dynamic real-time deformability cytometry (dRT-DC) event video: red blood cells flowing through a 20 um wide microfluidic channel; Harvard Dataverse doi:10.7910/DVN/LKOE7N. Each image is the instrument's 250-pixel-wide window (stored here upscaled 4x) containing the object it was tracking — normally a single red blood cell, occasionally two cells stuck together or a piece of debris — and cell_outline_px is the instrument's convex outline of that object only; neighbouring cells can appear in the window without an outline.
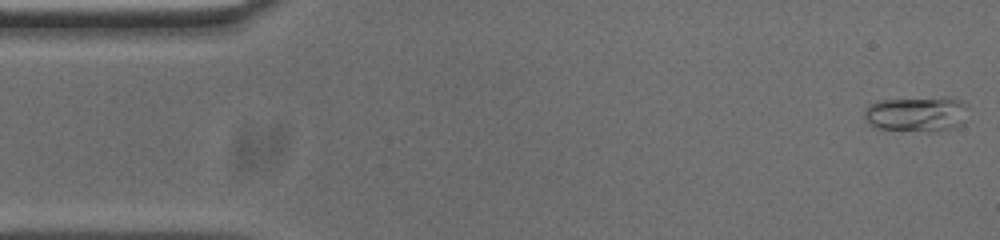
{"species": "common noctule bat (a hibernating species)", "species_latin": "Nyctalus noctula", "temperature_condition": "cold", "stored_images_in_passage": 53, "camera_frame_rate_fps": 3000, "um_per_image_px": 0.085, "animal": {"sex": "male", "body_mass_g": 20.0, "forearm_length_mm": 53.3}, "frame": {"image": 1, "passage_image": 1, "time_ms": 0.0, "image_size_px": [1000, 240], "cell_outline_px": [[964, 124], [956, 128], [932, 132], [924, 132], [872, 128], [864, 116], [864, 112], [868, 104], [880, 100], [944, 96], [960, 100], [964, 104]], "centroid_in_image_um": [77.88, 9.7], "position_along_channel_um": 7.1, "area_um2": 21.79}}
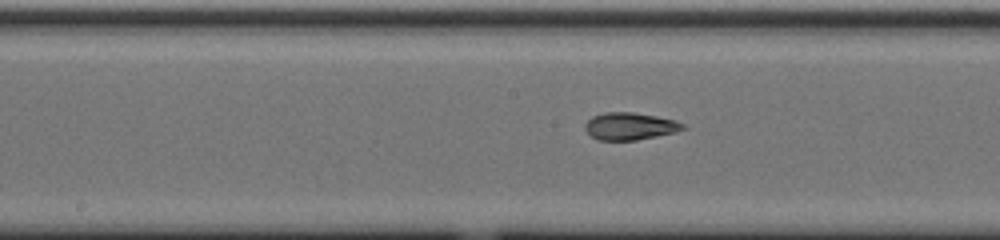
{"frame": {"image": 2, "passage_image": 25, "time_ms": 8.0, "image_size_px": [1000, 240], "cell_outline_px": [[688, 128], [676, 132], [636, 140], [596, 140], [584, 128], [584, 124], [592, 116], [604, 112], [632, 112], [656, 116], [676, 120], [684, 124]], "centroid_in_image_um": [53.55, 10.72], "position_along_channel_um": 194.6, "area_um2": 15.66}}
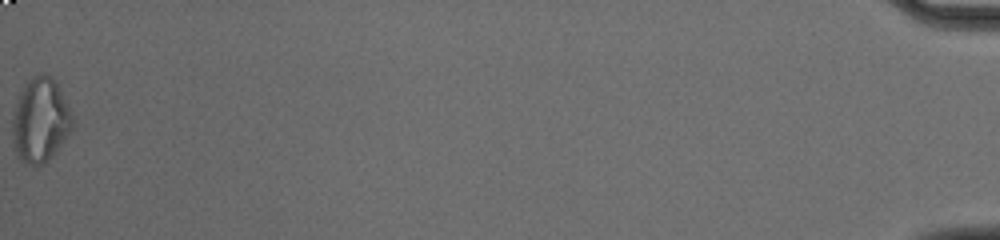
{"frame": {"image": 3, "passage_image": 53, "time_ms": 17.333, "image_size_px": [1000, 240], "cell_outline_px": [[76, 124], [52, 156], [44, 164], [28, 164], [20, 160], [16, 156], [12, 144], [12, 116], [16, 100], [24, 84], [28, 80], [44, 72], [56, 80]], "centroid_in_image_um": [3.41, 10.22], "position_along_channel_um": 431.8, "area_um2": 29.82}, "authors_computed_cell_mechanics": {"area_um2": 16.2996, "velocity_mm_per_s": 3.7645, "shape_relaxation_time_tau1_ms": null, "shape_relaxation_time_tau2_ms": 1.5421, "deformation_change_tau1": null, "deformation_change_tau2": 0.0842}}